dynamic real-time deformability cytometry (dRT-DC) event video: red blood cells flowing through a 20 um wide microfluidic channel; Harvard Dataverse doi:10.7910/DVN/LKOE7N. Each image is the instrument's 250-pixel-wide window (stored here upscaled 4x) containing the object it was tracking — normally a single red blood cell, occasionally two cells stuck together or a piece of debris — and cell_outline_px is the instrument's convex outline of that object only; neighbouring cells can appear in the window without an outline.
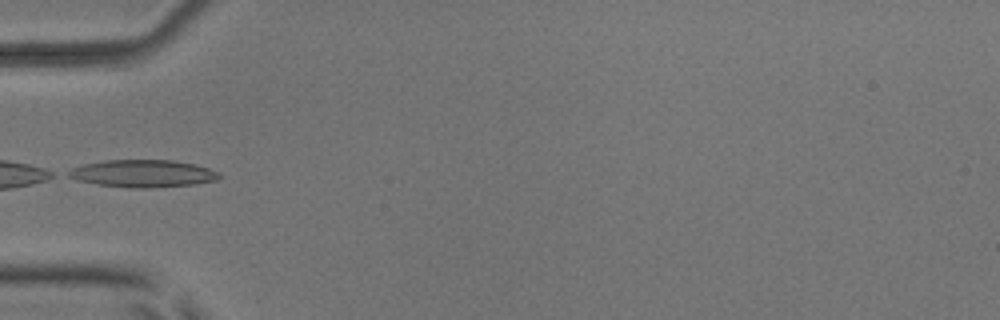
{"species": "common noctule bat (a hibernating species)", "species_latin": "Nyctalus noctula", "temperature_condition": "room temperature", "stored_images_in_passage": 6, "camera_frame_rate_fps": 3000, "um_per_image_px": 0.085, "animal": {"sex": "male", "body_mass_g": 17.9, "forearm_length_mm": 54.2}, "frame": {"image": 1, "passage_image": 5, "time_ms": 4.667, "image_size_px": [1000, 320], "cell_outline_px": [[224, 176], [220, 180], [196, 184], [144, 188], [128, 188], [96, 184], [76, 180], [68, 176], [64, 172], [72, 168], [84, 164], [104, 160], [172, 160], [196, 164], [220, 172]], "centroid_in_image_um": [12.17, 14.75], "position_along_channel_um": 72.8, "area_um2": 24.45}}
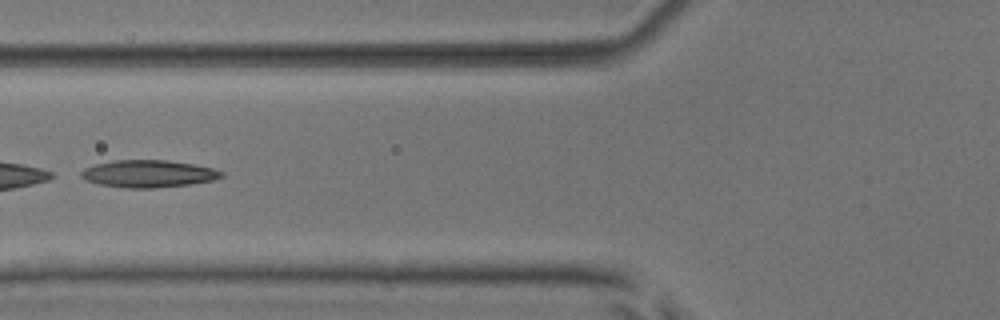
{"frame": {"image": 2, "passage_image": 6, "time_ms": 5.667, "image_size_px": [1000, 320], "cell_outline_px": [[224, 176], [212, 180], [192, 184], [156, 188], [128, 188], [100, 184], [88, 180], [80, 176], [80, 172], [84, 168], [96, 164], [112, 160], [168, 160], [192, 164], [212, 168], [224, 172]], "centroid_in_image_um": [12.62, 14.76], "position_along_channel_um": 113.2, "area_um2": 22.25}}